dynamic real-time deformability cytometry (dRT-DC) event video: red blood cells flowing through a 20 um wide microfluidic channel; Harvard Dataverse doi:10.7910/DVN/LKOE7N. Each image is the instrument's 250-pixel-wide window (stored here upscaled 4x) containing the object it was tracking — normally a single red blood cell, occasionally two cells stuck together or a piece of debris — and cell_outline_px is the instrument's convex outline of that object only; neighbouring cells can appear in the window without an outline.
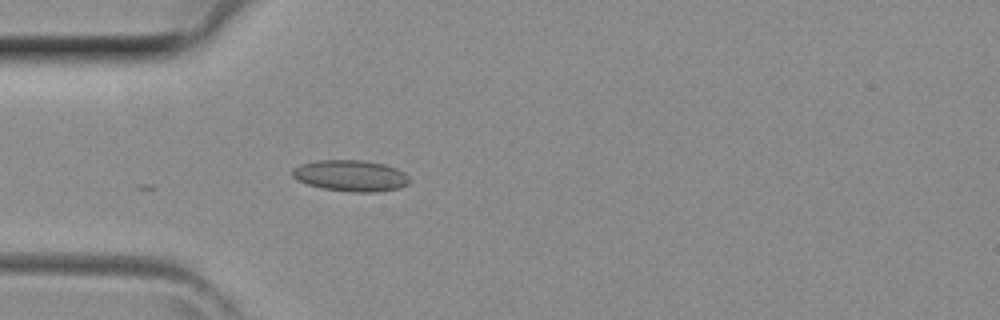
{"species": "common noctule bat (a hibernating species)", "species_latin": "Nyctalus noctula", "temperature_condition": "room temperature", "stored_images_in_passage": 2, "camera_frame_rate_fps": 3000, "um_per_image_px": 0.085, "animal": {"sex": "female", "body_mass_g": 29.2, "forearm_length_mm": 56.3}, "frame": {"image": 1, "passage_image": 2, "time_ms": 0.333, "image_size_px": [1000, 320], "cell_outline_px": [[412, 180], [408, 184], [400, 188], [376, 192], [352, 192], [324, 188], [308, 184], [296, 180], [292, 176], [292, 168], [300, 164], [316, 160], [364, 160], [384, 164], [396, 168], [404, 172]], "centroid_in_image_um": [29.82, 14.93], "position_along_channel_um": 55.2, "area_um2": 21.5}}